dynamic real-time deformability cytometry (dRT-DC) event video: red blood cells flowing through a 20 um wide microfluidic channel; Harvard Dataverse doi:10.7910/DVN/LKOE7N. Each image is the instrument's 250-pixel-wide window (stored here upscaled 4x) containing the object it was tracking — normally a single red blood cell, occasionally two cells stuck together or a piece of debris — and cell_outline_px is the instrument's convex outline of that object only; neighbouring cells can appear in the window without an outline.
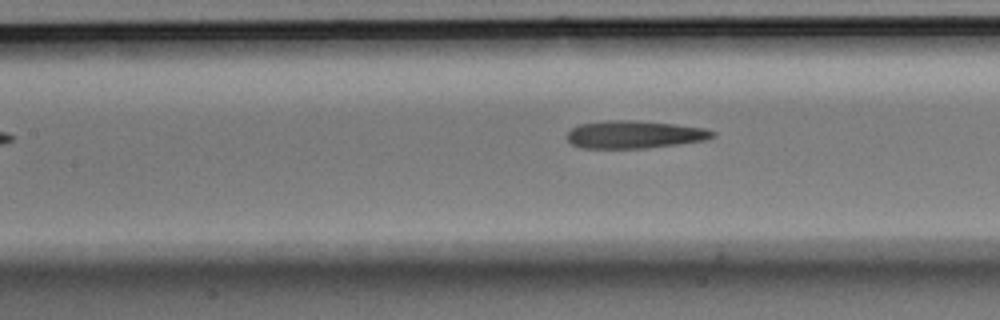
{"species": "Egyptian fruit bat (a non-hibernating species)", "species_latin": "Rousettus aegyptiacus", "temperature_condition": "room temperature", "stored_images_in_passage": 8, "camera_frame_rate_fps": 3000, "um_per_image_px": 0.085, "animal": {"sex": "male"}, "frame": {"image": 1, "passage_image": 8, "time_ms": 2.333, "image_size_px": [1000, 320], "cell_outline_px": [[716, 136], [704, 140], [676, 144], [644, 148], [580, 148], [572, 144], [568, 140], [568, 132], [572, 128], [580, 124], [608, 120], [636, 120], [676, 124], [704, 128], [716, 132]], "centroid_in_image_um": [53.93, 11.42], "position_along_channel_um": 153.5, "area_um2": 23.41}}